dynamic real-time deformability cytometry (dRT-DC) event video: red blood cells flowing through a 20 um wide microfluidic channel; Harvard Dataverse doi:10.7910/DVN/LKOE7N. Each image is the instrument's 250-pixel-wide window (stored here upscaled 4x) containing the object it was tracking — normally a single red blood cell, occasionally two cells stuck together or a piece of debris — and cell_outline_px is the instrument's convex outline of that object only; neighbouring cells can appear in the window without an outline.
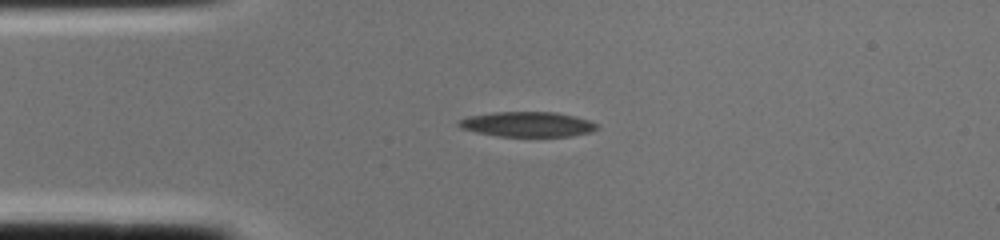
{"species": "common noctule bat (a hibernating species)", "species_latin": "Nyctalus noctula", "temperature_condition": "cold", "stored_images_in_passage": 1, "camera_frame_rate_fps": 3000, "um_per_image_px": 0.085, "animal": {"sex": "female", "body_mass_g": 22.0, "forearm_length_mm": 56.7}, "frame": {"image": 1, "passage_image": 1, "time_ms": 0.0, "image_size_px": [1000, 240], "cell_outline_px": [[600, 128], [592, 132], [572, 136], [500, 136], [476, 132], [460, 128], [456, 124], [456, 120], [468, 116], [492, 112], [556, 112], [588, 120], [600, 124]], "centroid_in_image_um": [44.83, 10.56], "position_along_channel_um": 40.2, "area_um2": 20.35}}